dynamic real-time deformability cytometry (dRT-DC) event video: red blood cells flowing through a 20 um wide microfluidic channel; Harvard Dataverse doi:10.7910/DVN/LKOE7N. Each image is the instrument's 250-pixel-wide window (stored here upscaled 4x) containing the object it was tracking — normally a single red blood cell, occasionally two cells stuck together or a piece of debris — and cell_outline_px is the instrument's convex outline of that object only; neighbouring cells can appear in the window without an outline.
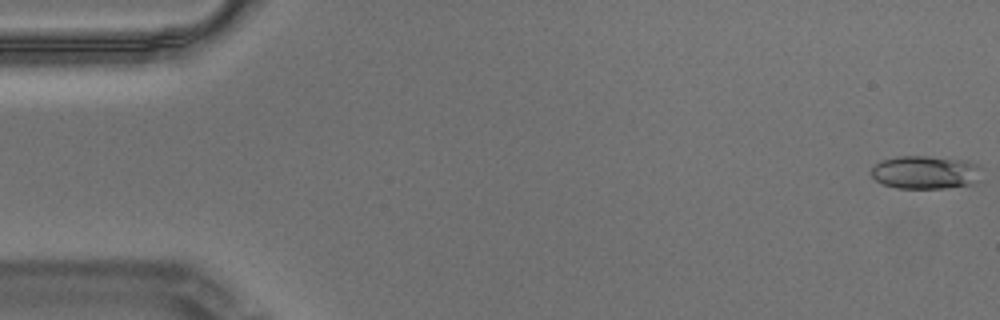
{"species": "Egyptian fruit bat (a non-hibernating species)", "species_latin": "Rousettus aegyptiacus", "temperature_condition": "warm", "stored_images_in_passage": 21, "camera_frame_rate_fps": 3000, "um_per_image_px": 0.085, "animal": {"sex": "male"}, "frame": {"image": 1, "passage_image": 1, "time_ms": 0.0, "image_size_px": [1000, 320], "cell_outline_px": [[980, 180], [972, 184], [944, 188], [896, 188], [884, 184], [876, 180], [868, 172], [880, 160], [900, 156], [928, 156], [968, 160], [976, 164], [980, 168]], "centroid_in_image_um": [78.66, 14.64], "position_along_channel_um": 6.3, "area_um2": 21.56}}
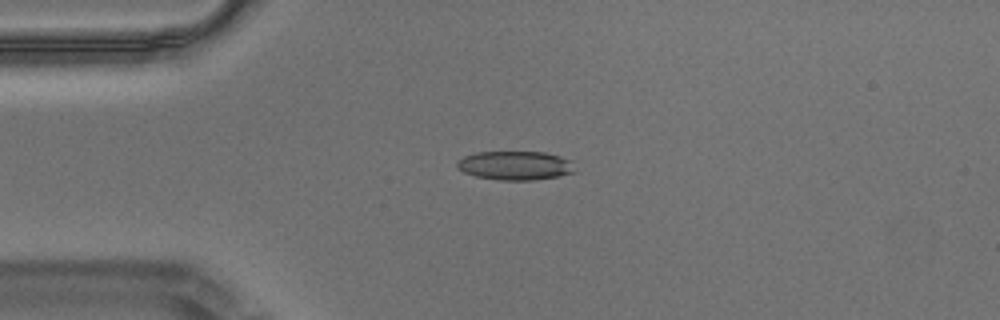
{"frame": {"image": 2, "passage_image": 14, "time_ms": 4.333, "image_size_px": [1000, 320], "cell_outline_px": [[576, 172], [560, 176], [536, 180], [500, 180], [476, 176], [464, 172], [456, 168], [456, 160], [464, 156], [476, 152], [544, 152], [560, 156], [572, 160]], "centroid_in_image_um": [43.81, 14.07], "position_along_channel_um": 41.2, "area_um2": 20.11}}